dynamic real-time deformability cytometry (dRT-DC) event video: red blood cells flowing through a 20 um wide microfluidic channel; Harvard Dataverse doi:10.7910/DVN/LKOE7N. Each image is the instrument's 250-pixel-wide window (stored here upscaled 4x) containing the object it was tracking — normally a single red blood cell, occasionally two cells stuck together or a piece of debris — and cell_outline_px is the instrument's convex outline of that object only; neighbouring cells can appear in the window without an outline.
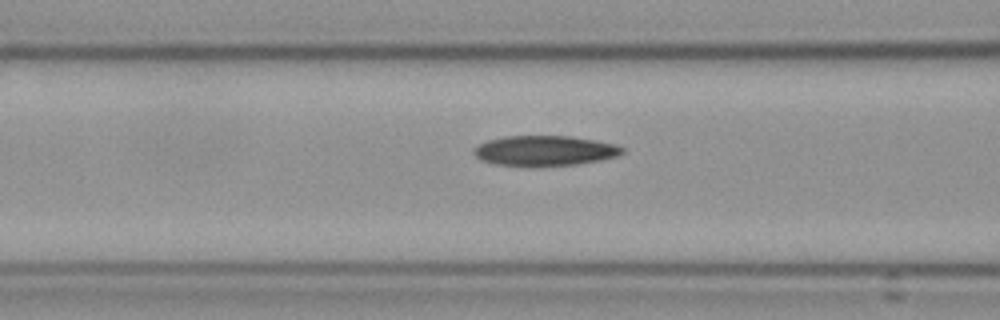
{"species": "Egyptian fruit bat (a non-hibernating species)", "species_latin": "Rousettus aegyptiacus", "temperature_condition": "cold", "stored_images_in_passage": 11, "camera_frame_rate_fps": 3000, "um_per_image_px": 0.085, "frame": {"image": 1, "passage_image": 5, "time_ms": 1.333, "image_size_px": [1000, 320], "cell_outline_px": [[624, 152], [616, 156], [600, 160], [576, 164], [496, 164], [480, 160], [472, 152], [472, 148], [488, 140], [504, 136], [572, 136], [596, 140], [616, 144], [624, 148]], "centroid_in_image_um": [46.31, 12.77], "position_along_channel_um": 120.3, "area_um2": 25.49}}